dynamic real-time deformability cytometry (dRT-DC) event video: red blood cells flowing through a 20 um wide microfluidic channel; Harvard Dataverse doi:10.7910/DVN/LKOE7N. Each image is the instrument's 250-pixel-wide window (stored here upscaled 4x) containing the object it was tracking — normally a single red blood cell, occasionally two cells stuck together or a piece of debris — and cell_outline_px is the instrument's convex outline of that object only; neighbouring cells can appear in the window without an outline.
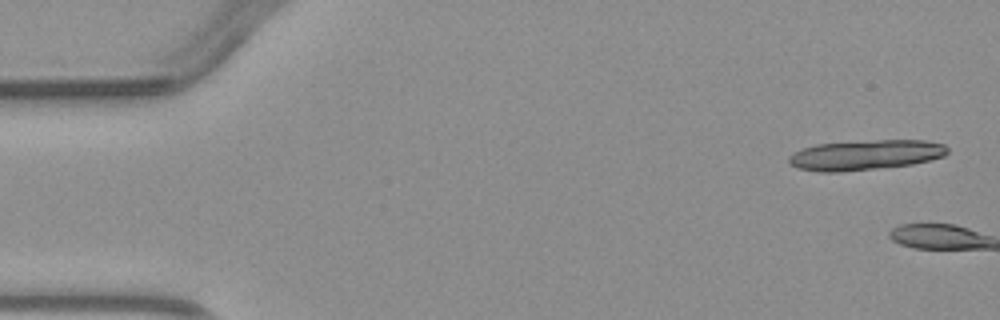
{"species": "common noctule bat (a hibernating species)", "species_latin": "Nyctalus noctula", "temperature_condition": "warm", "stored_images_in_passage": 4, "camera_frame_rate_fps": 3000, "um_per_image_px": 0.085, "animal": {"sex": "male", "body_mass_g": 23.1, "forearm_length_mm": 52.7}, "frame": {"image": 1, "passage_image": 1, "time_ms": 0.0, "image_size_px": [1000, 320], "cell_outline_px": [[948, 152], [944, 156], [912, 164], [840, 172], [816, 172], [800, 168], [788, 164], [788, 156], [792, 152], [816, 144], [876, 140], [924, 140], [944, 144], [948, 148]], "centroid_in_image_um": [73.53, 13.17], "position_along_channel_um": 11.5, "area_um2": 27.74}}